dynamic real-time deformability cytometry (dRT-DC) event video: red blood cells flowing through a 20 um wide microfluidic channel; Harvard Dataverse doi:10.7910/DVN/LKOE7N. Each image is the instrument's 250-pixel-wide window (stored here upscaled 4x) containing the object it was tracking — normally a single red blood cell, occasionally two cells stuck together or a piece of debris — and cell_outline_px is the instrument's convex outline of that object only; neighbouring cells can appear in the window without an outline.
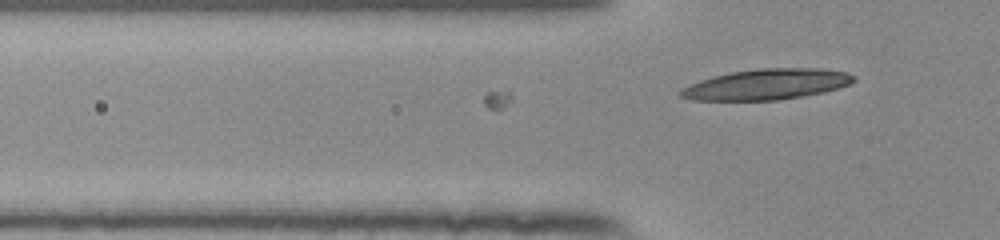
{"species": "human", "species_latin": "Homo sapiens", "temperature_condition": "room temperature", "stored_images_in_passage": 3, "camera_frame_rate_fps": 3000, "um_per_image_px": 0.085, "donor": {"sex": "female"}, "frame": {"image": 1, "passage_image": 3, "time_ms": 0.667, "image_size_px": [1000, 240], "cell_outline_px": [[856, 80], [840, 88], [824, 92], [776, 100], [692, 100], [680, 96], [676, 92], [680, 88], [700, 80], [732, 72], [760, 68], [824, 68], [848, 72], [856, 76]], "centroid_in_image_um": [65.18, 7.16], "position_along_channel_um": 60.6, "area_um2": 30.98}}